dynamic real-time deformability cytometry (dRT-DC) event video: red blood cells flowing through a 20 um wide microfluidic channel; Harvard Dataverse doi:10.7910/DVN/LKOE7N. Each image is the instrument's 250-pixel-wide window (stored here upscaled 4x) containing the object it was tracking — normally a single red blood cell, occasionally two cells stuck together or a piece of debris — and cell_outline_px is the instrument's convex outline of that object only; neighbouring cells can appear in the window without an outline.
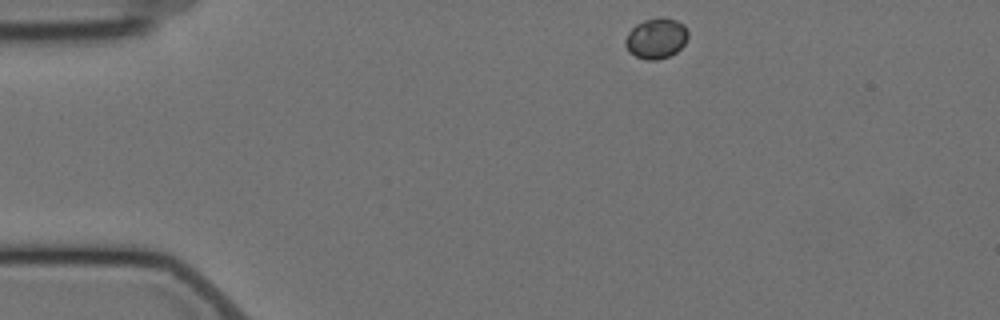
{"species": "Egyptian fruit bat (a non-hibernating species)", "species_latin": "Rousettus aegyptiacus", "temperature_condition": "cold", "stored_images_in_passage": 3, "camera_frame_rate_fps": 3000, "um_per_image_px": 0.085, "animal": {"sex": "female"}, "frame": {"image": 1, "passage_image": 1, "time_ms": 0.0, "image_size_px": [1000, 320], "cell_outline_px": [[688, 36], [684, 44], [676, 52], [668, 56], [656, 60], [648, 60], [636, 56], [628, 52], [624, 44], [624, 40], [628, 32], [636, 24], [644, 20], [660, 16], [664, 16], [676, 20], [684, 24], [688, 32]], "centroid_in_image_um": [55.76, 3.24], "position_along_channel_um": 29.2, "area_um2": 14.97}}